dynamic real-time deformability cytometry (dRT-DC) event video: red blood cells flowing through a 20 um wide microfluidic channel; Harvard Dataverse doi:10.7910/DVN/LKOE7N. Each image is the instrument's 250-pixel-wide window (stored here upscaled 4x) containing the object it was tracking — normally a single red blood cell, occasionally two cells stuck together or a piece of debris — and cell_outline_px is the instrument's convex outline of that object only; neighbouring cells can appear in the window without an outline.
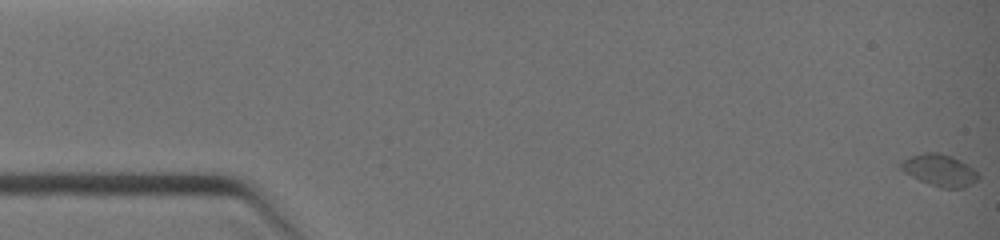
{"species": "common noctule bat (a hibernating species)", "species_latin": "Nyctalus noctula", "temperature_condition": "warm", "stored_images_in_passage": 6, "camera_frame_rate_fps": 3000, "um_per_image_px": 0.085, "animal": {"sex": "female", "body_mass_g": 19.0, "forearm_length_mm": 51.5}, "frame": {"image": 1, "passage_image": 1, "time_ms": 0.0, "image_size_px": [1000, 240], "cell_outline_px": [[980, 176], [976, 180], [964, 188], [940, 188], [928, 184], [904, 172], [900, 168], [900, 164], [904, 160], [912, 156], [924, 152], [936, 152], [952, 156], [968, 164]], "centroid_in_image_um": [79.88, 14.47], "position_along_channel_um": 5.1, "area_um2": 14.22}}
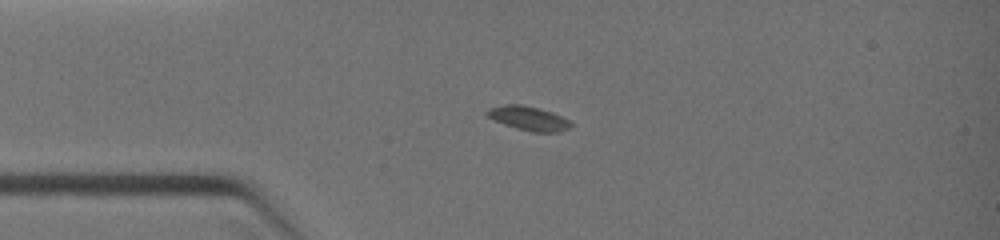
{"frame": {"image": 2, "passage_image": 5, "time_ms": 3.0, "image_size_px": [1000, 240], "cell_outline_px": [[572, 128], [560, 132], [532, 132], [516, 128], [504, 124], [488, 116], [484, 112], [488, 108], [504, 104], [520, 104], [552, 112], [568, 120], [572, 124]], "centroid_in_image_um": [44.93, 10.06], "position_along_channel_um": 40.1, "area_um2": 11.73}}
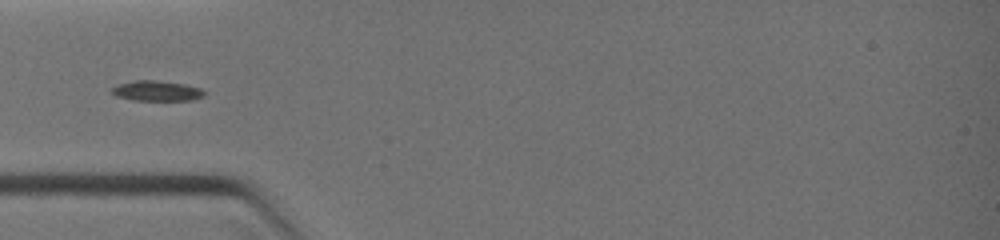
{"frame": {"image": 3, "passage_image": 6, "time_ms": 4.0, "image_size_px": [1000, 240], "cell_outline_px": [[204, 96], [192, 100], [132, 100], [116, 96], [112, 92], [112, 88], [120, 84], [136, 80], [156, 80], [184, 84], [200, 88], [204, 92]], "centroid_in_image_um": [13.33, 7.72], "position_along_channel_um": 71.7, "area_um2": 10.75}}